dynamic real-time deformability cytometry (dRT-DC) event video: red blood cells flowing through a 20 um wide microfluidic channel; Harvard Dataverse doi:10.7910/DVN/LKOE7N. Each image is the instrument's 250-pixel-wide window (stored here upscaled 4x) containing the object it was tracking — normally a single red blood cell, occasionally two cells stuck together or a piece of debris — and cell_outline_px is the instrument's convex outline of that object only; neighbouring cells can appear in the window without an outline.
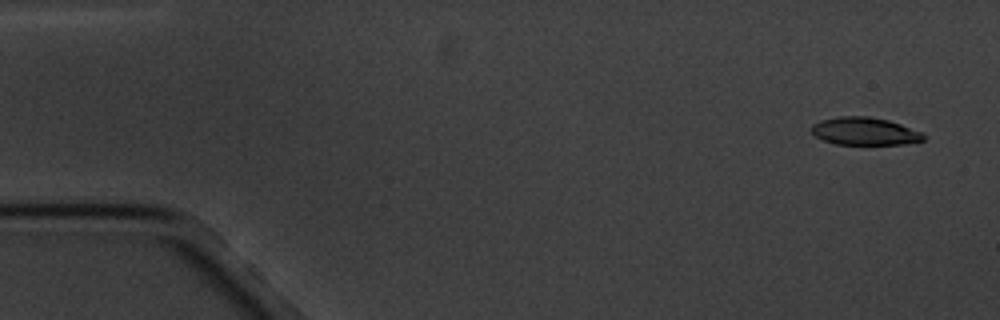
{"species": "common noctule bat (a hibernating species)", "species_latin": "Nyctalus noctula", "temperature_condition": "cold", "stored_images_in_passage": 5, "camera_frame_rate_fps": 3000, "um_per_image_px": 0.085, "animal": {"sex": "male", "body_mass_g": 20.1, "forearm_length_mm": 53.5}, "frame": {"image": 1, "passage_image": 1, "time_ms": 0.0, "image_size_px": [1000, 320], "cell_outline_px": [[924, 140], [904, 144], [836, 144], [824, 140], [816, 136], [812, 132], [812, 124], [820, 120], [840, 116], [868, 116], [888, 120], [900, 124], [920, 132], [924, 136]], "centroid_in_image_um": [73.47, 11.15], "position_along_channel_um": 11.5, "area_um2": 17.86}}
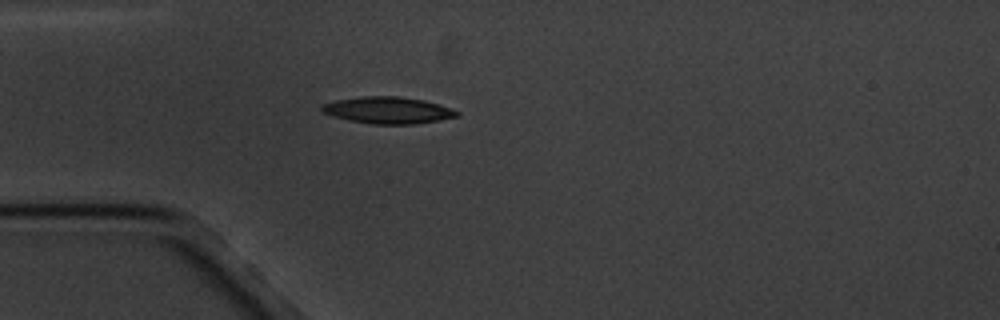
{"frame": {"image": 2, "passage_image": 4, "time_ms": 4.333, "image_size_px": [1000, 320], "cell_outline_px": [[460, 116], [440, 120], [416, 124], [372, 124], [348, 120], [332, 116], [324, 112], [320, 108], [320, 104], [336, 100], [360, 96], [400, 96], [424, 100], [460, 112]], "centroid_in_image_um": [32.94, 9.37], "position_along_channel_um": 52.1, "area_um2": 21.1}}